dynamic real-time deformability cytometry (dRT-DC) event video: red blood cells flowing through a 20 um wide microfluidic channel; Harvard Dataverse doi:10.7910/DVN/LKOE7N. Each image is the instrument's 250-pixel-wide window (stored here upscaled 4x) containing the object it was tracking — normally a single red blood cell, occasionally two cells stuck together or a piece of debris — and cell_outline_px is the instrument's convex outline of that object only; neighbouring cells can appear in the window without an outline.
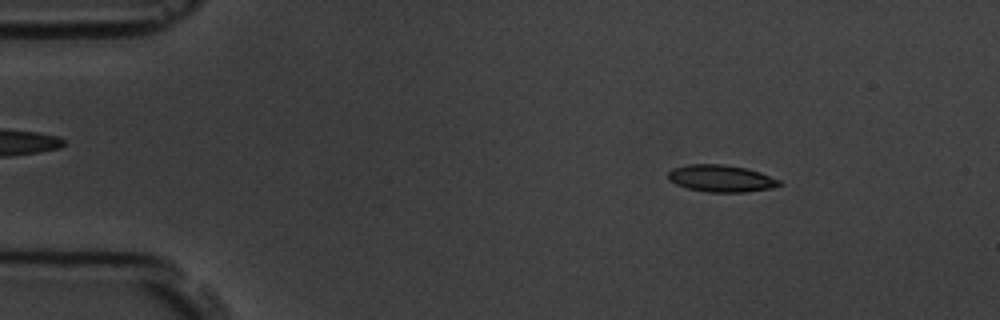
{"species": "common noctule bat (a hibernating species)", "species_latin": "Nyctalus noctula", "temperature_condition": "room temperature", "stored_images_in_passage": 4, "camera_frame_rate_fps": 3000, "um_per_image_px": 0.085, "animal": {"sex": "male", "body_mass_g": 19.5, "forearm_length_mm": 54.6}, "frame": {"image": 1, "passage_image": 2, "time_ms": 1.0, "image_size_px": [1000, 320], "cell_outline_px": [[784, 184], [776, 188], [744, 192], [708, 192], [688, 188], [676, 184], [668, 180], [668, 172], [672, 168], [688, 164], [724, 164], [748, 168], [760, 172], [780, 180]], "centroid_in_image_um": [61.33, 15.16], "position_along_channel_um": 23.7, "area_um2": 17.74}}